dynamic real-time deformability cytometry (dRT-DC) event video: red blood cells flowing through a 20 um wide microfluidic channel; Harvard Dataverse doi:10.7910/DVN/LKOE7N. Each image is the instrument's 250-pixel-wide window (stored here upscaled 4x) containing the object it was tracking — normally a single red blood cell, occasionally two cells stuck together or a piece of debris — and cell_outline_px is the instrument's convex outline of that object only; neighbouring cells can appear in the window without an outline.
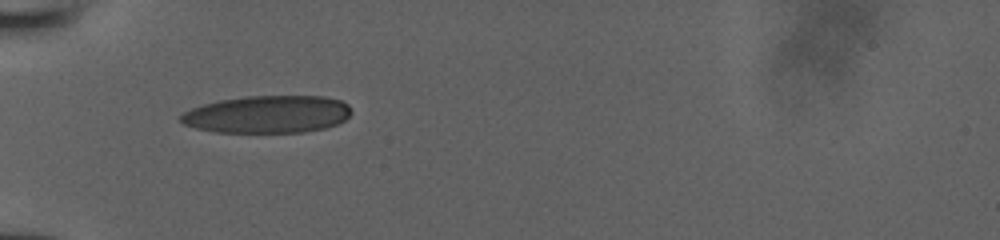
{"species": "human", "species_latin": "Homo sapiens", "temperature_condition": "room temperature", "stored_images_in_passage": 34, "camera_frame_rate_fps": 3000, "um_per_image_px": 0.085, "donor": {"sex": "male"}, "frame": {"image": 1, "passage_image": 1, "time_ms": 0.0, "image_size_px": [1000, 240], "cell_outline_px": [[352, 112], [344, 120], [336, 124], [324, 128], [304, 132], [216, 132], [196, 128], [184, 124], [180, 120], [180, 116], [184, 112], [192, 108], [204, 104], [220, 100], [248, 96], [324, 96], [340, 100], [348, 104], [352, 108]], "centroid_in_image_um": [22.76, 9.71], "position_along_channel_um": 62.2, "area_um2": 37.17}}
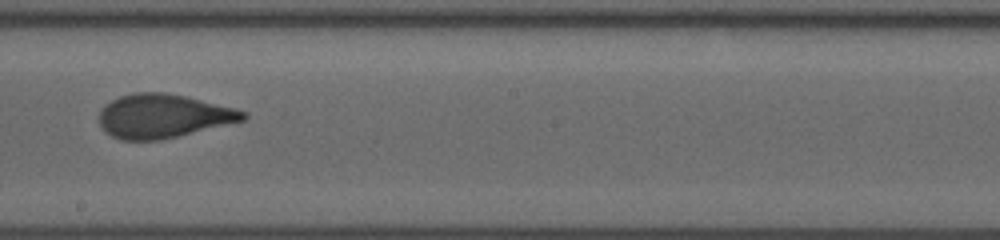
{"frame": {"image": 2, "passage_image": 14, "time_ms": 4.333, "image_size_px": [1000, 240], "cell_outline_px": [[248, 116], [244, 120], [160, 140], [120, 140], [104, 132], [100, 128], [100, 108], [104, 104], [120, 96], [132, 92], [164, 92], [184, 96], [236, 108], [248, 112]], "centroid_in_image_um": [13.83, 9.86], "position_along_channel_um": 234.4, "area_um2": 36.76}}
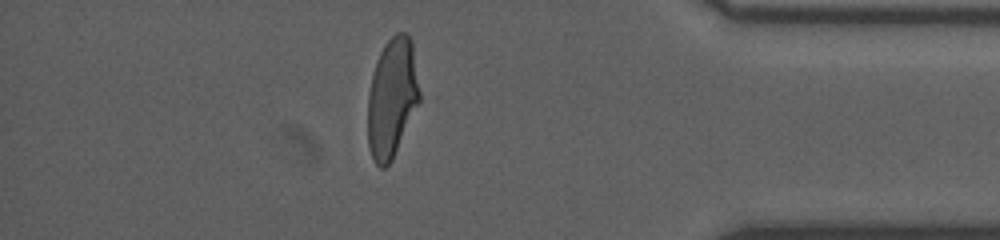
{"frame": {"image": 3, "passage_image": 28, "time_ms": 9.0, "image_size_px": [1000, 240], "cell_outline_px": [[428, 96], [392, 160], [384, 168], [380, 168], [372, 160], [368, 148], [368, 92], [376, 60], [384, 44], [396, 32], [404, 32], [412, 40]], "centroid_in_image_um": [33.47, 8.31], "position_along_channel_um": 401.7, "area_um2": 39.07}}